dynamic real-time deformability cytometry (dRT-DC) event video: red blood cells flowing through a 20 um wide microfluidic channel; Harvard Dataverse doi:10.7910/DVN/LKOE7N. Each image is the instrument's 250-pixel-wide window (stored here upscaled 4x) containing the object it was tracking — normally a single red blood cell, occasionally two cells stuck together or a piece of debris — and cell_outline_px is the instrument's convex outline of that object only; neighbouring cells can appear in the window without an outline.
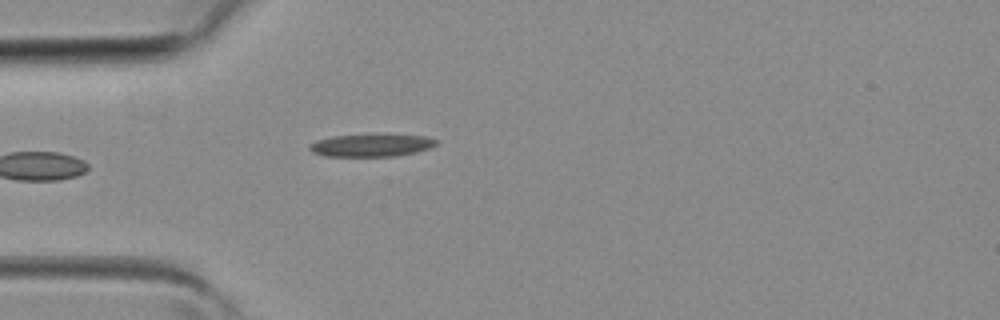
{"species": "common noctule bat (a hibernating species)", "species_latin": "Nyctalus noctula", "temperature_condition": "room temperature", "stored_images_in_passage": 3, "camera_frame_rate_fps": 3000, "um_per_image_px": 0.085, "animal": {"sex": "female", "body_mass_g": 19.3, "forearm_length_mm": 54.1}, "frame": {"image": 1, "passage_image": 3, "time_ms": 0.667, "image_size_px": [1000, 320], "cell_outline_px": [[436, 144], [428, 148], [416, 152], [392, 156], [324, 156], [312, 152], [308, 148], [308, 144], [316, 140], [332, 136], [424, 136], [436, 140]], "centroid_in_image_um": [31.46, 12.38], "position_along_channel_um": 53.5, "area_um2": 15.95}}